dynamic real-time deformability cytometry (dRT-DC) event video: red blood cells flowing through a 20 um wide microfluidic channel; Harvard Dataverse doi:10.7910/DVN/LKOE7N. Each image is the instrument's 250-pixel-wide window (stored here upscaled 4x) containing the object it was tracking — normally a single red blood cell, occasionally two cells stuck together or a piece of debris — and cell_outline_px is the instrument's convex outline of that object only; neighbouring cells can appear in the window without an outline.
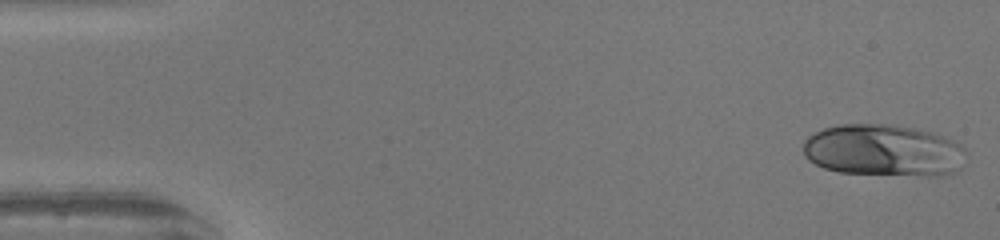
{"species": "human", "species_latin": "Homo sapiens", "temperature_condition": "warm", "stored_images_in_passage": 48, "camera_frame_rate_fps": 3000, "um_per_image_px": 0.085, "donor": {"sex": "female"}, "frame": {"image": 1, "passage_image": 1, "time_ms": 0.0, "image_size_px": [1000, 240], "cell_outline_px": [[964, 152], [960, 168], [952, 172], [940, 176], [840, 172], [824, 168], [808, 160], [804, 156], [804, 140], [808, 136], [824, 128], [840, 124], [888, 124], [912, 128], [932, 132], [944, 136], [960, 144], [964, 148]], "centroid_in_image_um": [75.07, 12.78], "position_along_channel_um": 9.9, "area_um2": 48.96}}
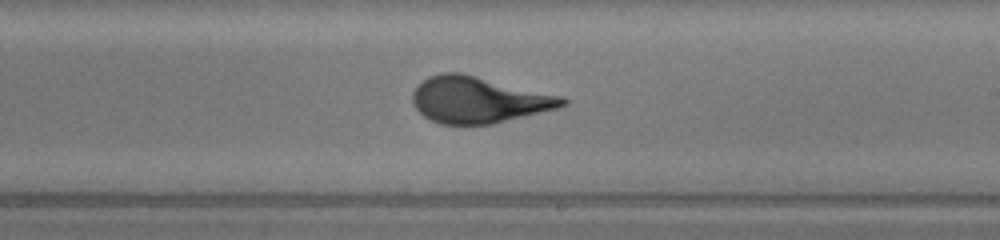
{"frame": {"image": 2, "passage_image": 28, "time_ms": 9.0, "image_size_px": [1000, 240], "cell_outline_px": [[568, 104], [556, 108], [492, 124], [440, 124], [424, 116], [412, 104], [412, 92], [428, 76], [440, 72], [460, 72], [564, 96], [568, 100]], "centroid_in_image_um": [40.67, 8.47], "position_along_channel_um": 248.3, "area_um2": 40.34}}
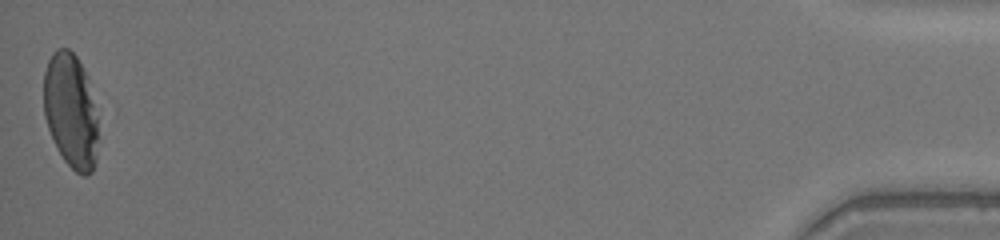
{"frame": {"image": 3, "passage_image": 48, "time_ms": 15.667, "image_size_px": [1000, 240], "cell_outline_px": [[96, 160], [92, 172], [88, 176], [84, 176], [76, 172], [64, 160], [56, 148], [48, 128], [44, 116], [44, 72], [48, 60], [52, 52], [56, 48], [68, 48], [76, 56], [84, 72], [96, 116]], "centroid_in_image_um": [5.97, 9.44], "position_along_channel_um": 429.2, "area_um2": 35.78}, "authors_computed_cell_mechanics": {"area_um2": 39.8531, "velocity_mm_per_s": 4.2212, "shape_relaxation_time_tau1_ms": 4.2421, "shape_relaxation_time_tau2_ms": null, "deformation_change_tau1": 0.2304, "deformation_change_tau2": null}}